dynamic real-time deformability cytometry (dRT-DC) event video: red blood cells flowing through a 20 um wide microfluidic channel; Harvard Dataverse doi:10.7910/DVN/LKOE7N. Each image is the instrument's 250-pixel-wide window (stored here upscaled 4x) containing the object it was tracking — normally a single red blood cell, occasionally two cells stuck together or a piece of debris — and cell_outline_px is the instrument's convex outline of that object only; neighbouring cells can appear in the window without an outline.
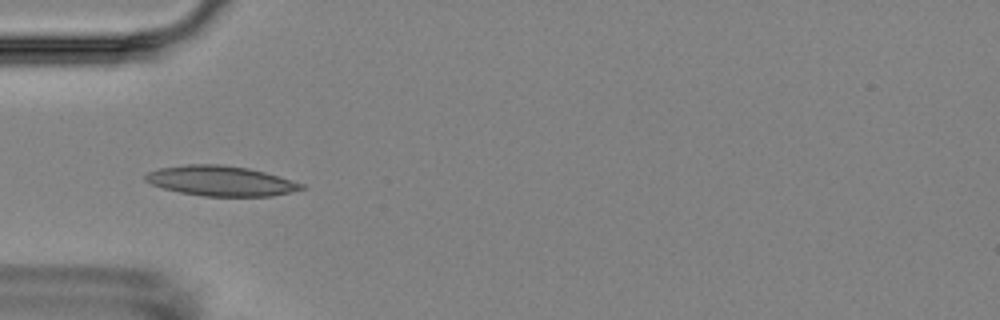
{"species": "Egyptian fruit bat (a non-hibernating species)", "species_latin": "Rousettus aegyptiacus", "temperature_condition": "room temperature", "stored_images_in_passage": 1, "camera_frame_rate_fps": 3000, "um_per_image_px": 0.085, "animal": {"sex": "female"}, "frame": {"image": 1, "passage_image": 1, "time_ms": 0.0, "image_size_px": [1000, 320], "cell_outline_px": [[308, 188], [272, 196], [204, 196], [180, 192], [164, 188], [152, 184], [144, 180], [144, 176], [148, 172], [160, 168], [184, 164], [220, 164], [248, 168], [280, 176], [304, 184]], "centroid_in_image_um": [18.79, 15.37], "position_along_channel_um": 66.2, "area_um2": 27.34}}